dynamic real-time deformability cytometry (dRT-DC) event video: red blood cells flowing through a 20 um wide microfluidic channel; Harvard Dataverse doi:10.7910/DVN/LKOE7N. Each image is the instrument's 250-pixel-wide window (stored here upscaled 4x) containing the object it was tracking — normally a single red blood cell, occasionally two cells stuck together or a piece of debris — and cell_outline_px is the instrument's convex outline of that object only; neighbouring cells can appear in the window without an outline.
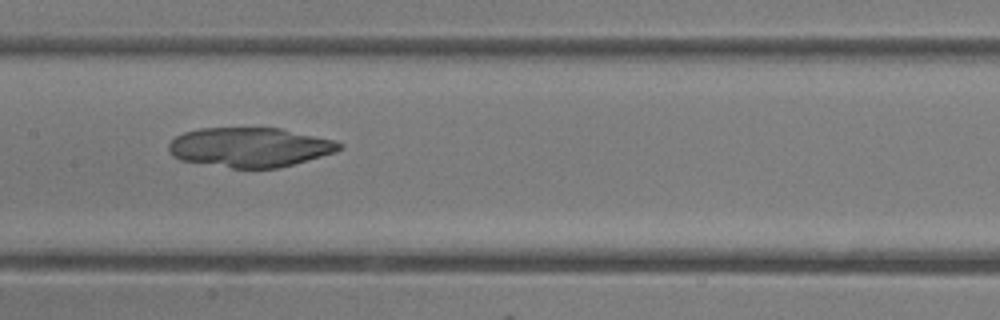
{"species": "common noctule bat (a hibernating species)", "species_latin": "Nyctalus noctula", "temperature_condition": "room temperature", "stored_images_in_passage": 40, "camera_frame_rate_fps": 3000, "um_per_image_px": 0.085, "animal": {"sex": "female"}, "frame": {"image": 1, "passage_image": 20, "time_ms": 6.333, "image_size_px": [1000, 320], "cell_outline_px": [[344, 148], [336, 152], [292, 164], [276, 168], [232, 168], [180, 160], [172, 156], [168, 148], [168, 144], [176, 136], [184, 132], [200, 128], [280, 128], [336, 140], [344, 144]], "centroid_in_image_um": [21.25, 12.51], "position_along_channel_um": 186.1, "area_um2": 39.36}}
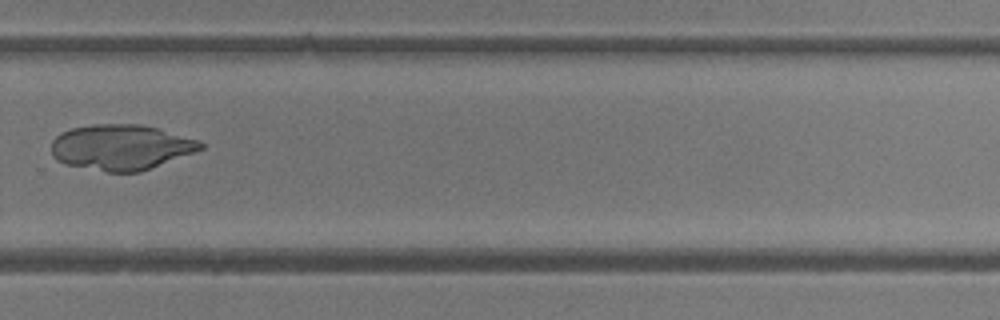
{"frame": {"image": 2, "passage_image": 28, "time_ms": 9.0, "image_size_px": [1000, 320], "cell_outline_px": [[204, 148], [140, 172], [108, 172], [64, 164], [56, 160], [52, 156], [52, 140], [60, 132], [72, 128], [92, 124], [140, 124], [156, 128], [200, 140], [204, 144]], "centroid_in_image_um": [10.25, 12.51], "position_along_channel_um": 319.5, "area_um2": 39.48}}